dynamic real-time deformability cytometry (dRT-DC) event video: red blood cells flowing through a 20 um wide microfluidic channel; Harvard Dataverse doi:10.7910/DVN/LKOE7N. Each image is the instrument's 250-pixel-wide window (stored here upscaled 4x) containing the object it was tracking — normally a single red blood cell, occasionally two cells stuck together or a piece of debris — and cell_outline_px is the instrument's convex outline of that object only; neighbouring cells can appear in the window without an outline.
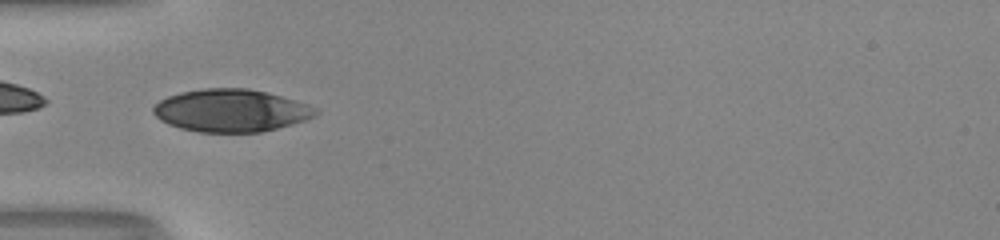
{"species": "human", "species_latin": "Homo sapiens", "temperature_condition": "room temperature", "stored_images_in_passage": 36, "camera_frame_rate_fps": 3000, "um_per_image_px": 0.085, "donor": {"sex": "male"}, "frame": {"image": 1, "passage_image": 1, "time_ms": 0.0, "image_size_px": [1000, 240], "cell_outline_px": [[320, 112], [316, 116], [292, 124], [260, 132], [200, 132], [180, 128], [168, 124], [160, 120], [152, 112], [152, 108], [160, 100], [168, 96], [184, 92], [204, 88], [248, 88], [268, 92], [316, 108]], "centroid_in_image_um": [19.62, 9.4], "position_along_channel_um": 65.4, "area_um2": 40.0}}
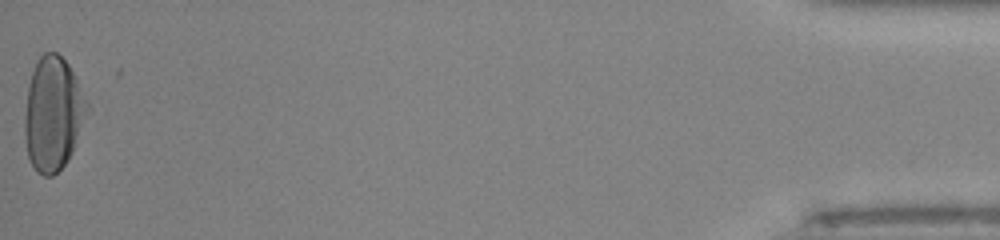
{"frame": {"image": 2, "passage_image": 36, "time_ms": 11.667, "image_size_px": [1000, 240], "cell_outline_px": [[92, 108], [72, 152], [68, 160], [52, 176], [44, 176], [36, 172], [28, 156], [24, 132], [24, 116], [28, 88], [32, 72], [36, 60], [44, 52], [56, 52], [68, 64]], "centroid_in_image_um": [4.53, 9.67], "position_along_channel_um": 430.7, "area_um2": 41.73}, "authors_computed_cell_mechanics": {"area_um2": 41.0958, "velocity_mm_per_s": 3.975, "shape_relaxation_time_tau1_ms": 3.2244, "shape_relaxation_time_tau2_ms": null, "deformation_change_tau1": 0.188, "deformation_change_tau2": null}}